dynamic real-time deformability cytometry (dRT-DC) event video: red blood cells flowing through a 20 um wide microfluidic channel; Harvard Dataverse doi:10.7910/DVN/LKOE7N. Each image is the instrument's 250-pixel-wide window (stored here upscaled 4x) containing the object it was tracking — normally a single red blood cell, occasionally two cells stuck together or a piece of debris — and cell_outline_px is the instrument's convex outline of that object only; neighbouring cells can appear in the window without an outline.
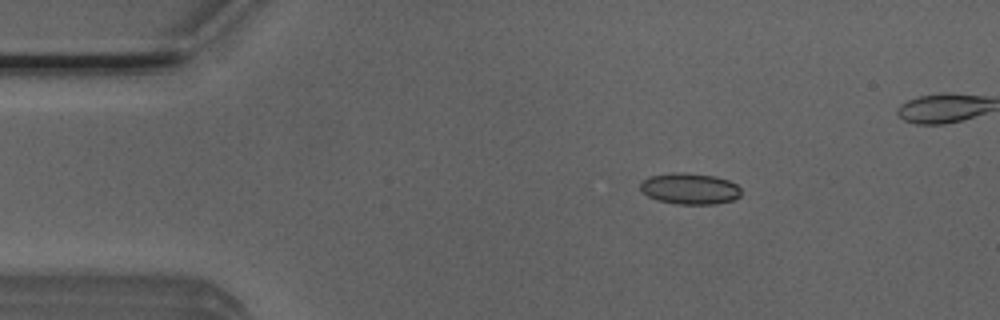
{"species": "Egyptian fruit bat (a non-hibernating species)", "species_latin": "Rousettus aegyptiacus", "temperature_condition": "room temperature", "stored_images_in_passage": 5, "camera_frame_rate_fps": 3000, "um_per_image_px": 0.085, "animal": {"sex": "male"}, "frame": {"image": 1, "passage_image": 3, "time_ms": 0.667, "image_size_px": [1000, 320], "cell_outline_px": [[740, 196], [732, 200], [716, 204], [676, 204], [656, 200], [640, 192], [640, 184], [644, 180], [652, 176], [672, 172], [684, 172], [716, 176], [728, 180], [736, 184], [740, 188]], "centroid_in_image_um": [58.62, 16.04], "position_along_channel_um": 26.4, "area_um2": 18.44}}